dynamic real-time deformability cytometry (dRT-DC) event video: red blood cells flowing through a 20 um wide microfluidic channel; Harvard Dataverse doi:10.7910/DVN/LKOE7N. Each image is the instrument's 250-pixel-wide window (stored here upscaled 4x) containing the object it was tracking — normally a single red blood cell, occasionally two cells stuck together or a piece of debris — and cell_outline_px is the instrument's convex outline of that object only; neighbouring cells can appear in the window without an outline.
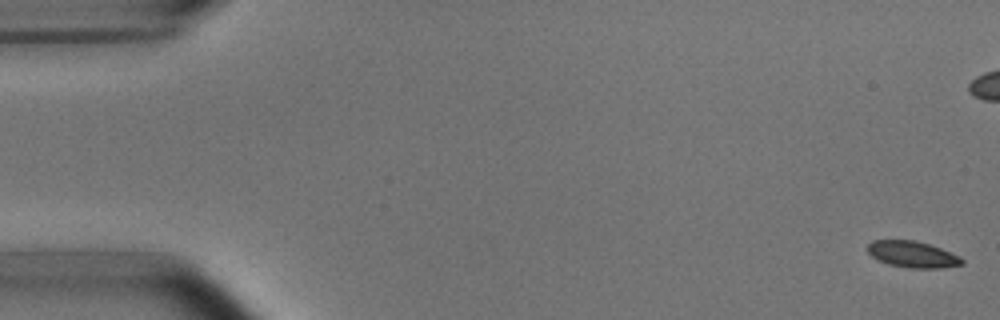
{"species": "common noctule bat (a hibernating species)", "species_latin": "Nyctalus noctula", "temperature_condition": "room temperature", "stored_images_in_passage": 6, "camera_frame_rate_fps": 3000, "um_per_image_px": 0.085, "animal": {"sex": "male", "body_mass_g": 15.6}, "frame": {"image": 1, "passage_image": 1, "time_ms": 0.0, "image_size_px": [1000, 320], "cell_outline_px": [[964, 264], [940, 268], [912, 268], [888, 264], [872, 256], [868, 252], [868, 244], [872, 240], [912, 240], [928, 244], [940, 248], [960, 256], [964, 260]], "centroid_in_image_um": [77.58, 21.62], "position_along_channel_um": 7.4, "area_um2": 14.33}}